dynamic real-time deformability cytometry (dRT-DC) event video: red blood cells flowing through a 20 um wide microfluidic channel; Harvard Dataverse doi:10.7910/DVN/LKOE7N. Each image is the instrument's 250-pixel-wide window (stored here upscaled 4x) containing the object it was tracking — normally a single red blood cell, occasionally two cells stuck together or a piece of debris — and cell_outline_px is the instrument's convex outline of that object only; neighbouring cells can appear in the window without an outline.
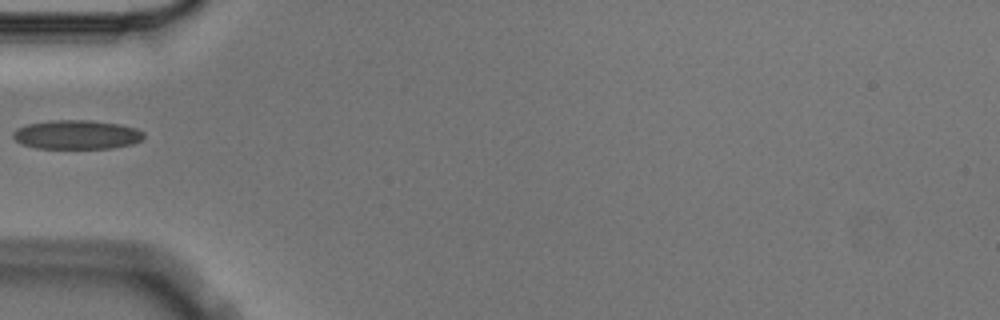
{"species": "Egyptian fruit bat (a non-hibernating species)", "species_latin": "Rousettus aegyptiacus", "temperature_condition": "cold", "stored_images_in_passage": 4, "camera_frame_rate_fps": 3000, "um_per_image_px": 0.085, "animal": {"sex": "male"}, "frame": {"image": 1, "passage_image": 3, "time_ms": 0.667, "image_size_px": [1000, 320], "cell_outline_px": [[144, 140], [132, 144], [112, 148], [36, 148], [20, 144], [12, 136], [12, 132], [16, 128], [28, 124], [48, 120], [88, 120], [120, 124], [136, 128], [144, 132]], "centroid_in_image_um": [6.52, 11.44], "position_along_channel_um": 78.5, "area_um2": 22.37}}
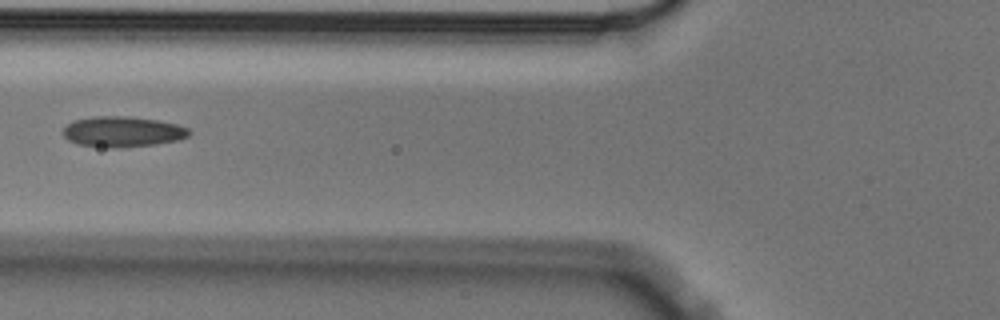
{"frame": {"image": 2, "passage_image": 4, "time_ms": 1.0, "image_size_px": [1000, 320], "cell_outline_px": [[192, 132], [188, 136], [180, 140], [156, 144], [120, 148], [108, 148], [76, 144], [68, 140], [64, 136], [64, 128], [72, 120], [96, 116], [128, 116], [156, 120], [176, 124], [188, 128]], "centroid_in_image_um": [10.42, 11.2], "position_along_channel_um": 115.4, "area_um2": 22.6}}